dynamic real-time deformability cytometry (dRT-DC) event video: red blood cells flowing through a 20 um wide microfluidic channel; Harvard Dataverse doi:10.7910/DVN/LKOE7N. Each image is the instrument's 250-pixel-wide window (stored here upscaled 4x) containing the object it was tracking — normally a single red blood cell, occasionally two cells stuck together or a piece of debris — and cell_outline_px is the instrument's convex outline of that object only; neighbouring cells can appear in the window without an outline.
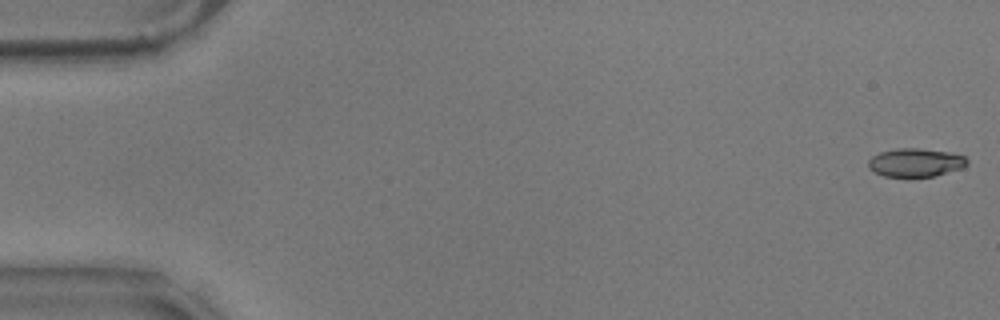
{"species": "common noctule bat (a hibernating species)", "species_latin": "Nyctalus noctula", "temperature_condition": "warm", "stored_images_in_passage": 57, "camera_frame_rate_fps": 3000, "um_per_image_px": 0.085, "animal": {"sex": "male", "body_mass_g": 17.9}, "frame": {"image": 1, "passage_image": 1, "time_ms": 0.0, "image_size_px": [1000, 320], "cell_outline_px": [[968, 164], [964, 168], [936, 176], [908, 180], [884, 176], [872, 172], [868, 168], [868, 160], [872, 156], [880, 152], [896, 148], [920, 148], [948, 152], [964, 156], [968, 160]], "centroid_in_image_um": [77.8, 13.87], "position_along_channel_um": 7.2, "area_um2": 17.28}}
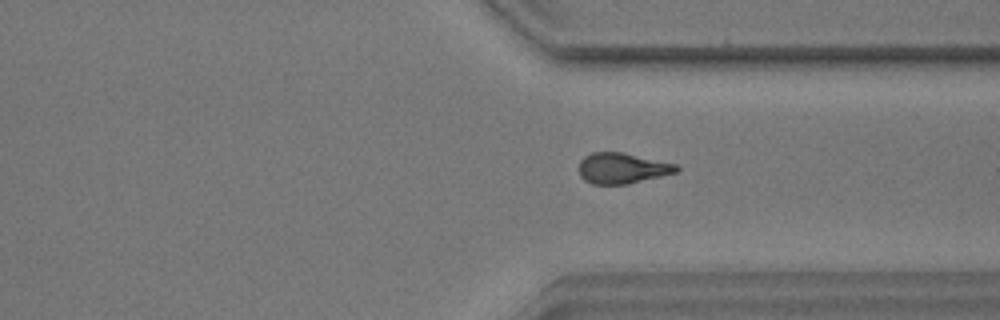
{"frame": {"image": 2, "passage_image": 43, "time_ms": 14.0, "image_size_px": [1000, 320], "cell_outline_px": [[680, 168], [676, 172], [628, 184], [592, 184], [584, 180], [580, 176], [580, 160], [584, 156], [592, 152], [624, 152], [676, 164]], "centroid_in_image_um": [52.87, 14.29], "position_along_channel_um": 358.5, "area_um2": 17.4}}
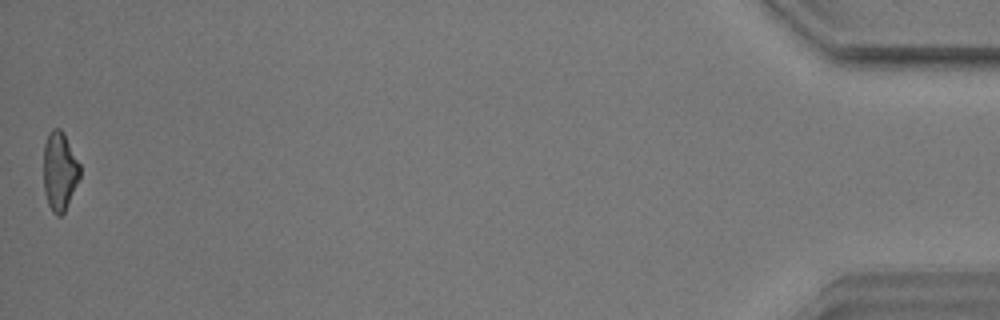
{"frame": {"image": 3, "passage_image": 57, "time_ms": 18.667, "image_size_px": [1000, 320], "cell_outline_px": [[80, 176], [64, 212], [60, 216], [56, 216], [52, 212], [48, 204], [44, 192], [44, 144], [48, 132], [52, 128], [60, 128], [64, 132], [80, 164]], "centroid_in_image_um": [5.06, 14.52], "position_along_channel_um": 430.1, "area_um2": 16.76}, "authors_computed_cell_mechanics": {"area_um2": 17.4556, "velocity_mm_per_s": 3.5536, "shape_relaxation_time_tau1_ms": 6.3274, "shape_relaxation_time_tau2_ms": 4.3093, "deformation_change_tau1": 0.1833, "deformation_change_tau2": 0.1205}}